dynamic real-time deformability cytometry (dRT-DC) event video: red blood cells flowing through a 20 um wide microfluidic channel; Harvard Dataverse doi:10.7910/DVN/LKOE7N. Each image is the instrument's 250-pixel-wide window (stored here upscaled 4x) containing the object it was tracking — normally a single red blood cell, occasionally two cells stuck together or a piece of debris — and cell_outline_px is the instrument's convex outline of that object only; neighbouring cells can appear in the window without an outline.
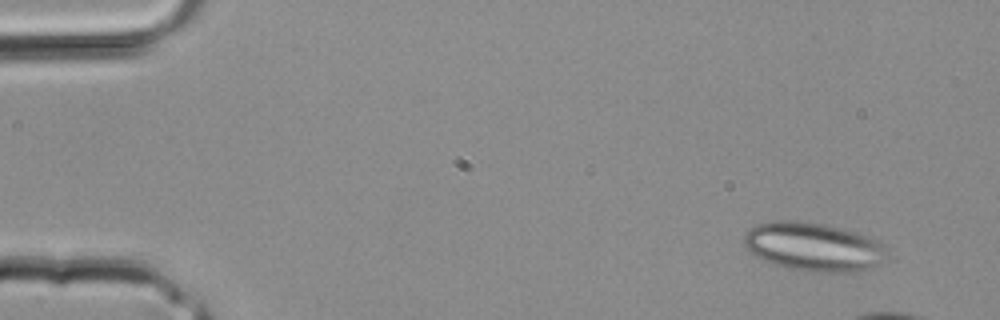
{"species": "common noctule bat (a hibernating species)", "species_latin": "Nyctalus noctula", "temperature_condition": "room temperature", "stored_images_in_passage": 9, "camera_frame_rate_fps": 3000, "um_per_image_px": 0.085, "animal": {"sex": "male", "body_mass_g": 20.4}, "frame": {"image": 1, "passage_image": 2, "time_ms": 0.333, "image_size_px": [1000, 320], "cell_outline_px": [[884, 248], [880, 260], [876, 264], [868, 268], [856, 272], [812, 272], [792, 268], [776, 264], [764, 260], [748, 252], [744, 244], [744, 236], [756, 224], [772, 220], [792, 220], [824, 224], [856, 232], [868, 236], [876, 240]], "centroid_in_image_um": [69.07, 20.96], "position_along_channel_um": 15.9, "area_um2": 39.82}}